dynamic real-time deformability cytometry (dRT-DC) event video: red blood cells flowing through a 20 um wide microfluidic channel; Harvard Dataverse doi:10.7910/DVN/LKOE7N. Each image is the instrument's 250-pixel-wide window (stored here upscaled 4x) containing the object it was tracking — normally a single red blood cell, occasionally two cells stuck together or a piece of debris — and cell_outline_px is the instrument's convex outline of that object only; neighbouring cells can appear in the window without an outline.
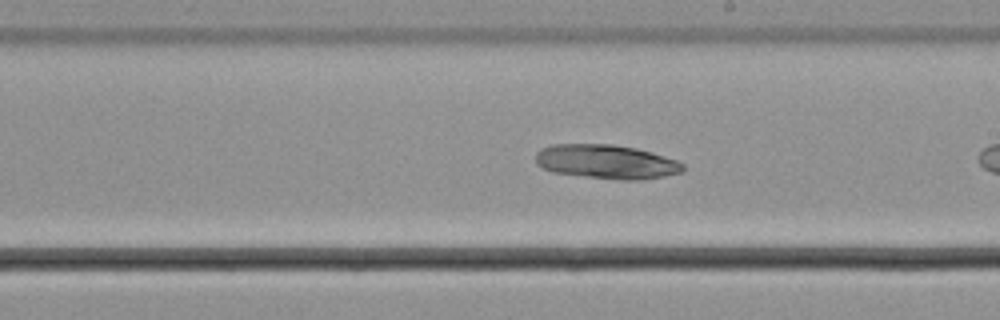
{"species": "common noctule bat (a hibernating species)", "species_latin": "Nyctalus noctula", "temperature_condition": "cold", "stored_images_in_passage": 42, "camera_frame_rate_fps": 3000, "um_per_image_px": 0.085, "animal": {"sex": "male", "body_mass_g": 21.5, "forearm_length_mm": 52.0}, "frame": {"image": 1, "passage_image": 30, "time_ms": 9.667, "image_size_px": [1000, 320], "cell_outline_px": [[684, 172], [644, 180], [620, 180], [552, 172], [536, 164], [536, 152], [540, 148], [552, 144], [612, 144], [636, 148], [652, 152], [676, 160], [684, 164]], "centroid_in_image_um": [51.55, 13.74], "position_along_channel_um": 237.4, "area_um2": 29.48}}